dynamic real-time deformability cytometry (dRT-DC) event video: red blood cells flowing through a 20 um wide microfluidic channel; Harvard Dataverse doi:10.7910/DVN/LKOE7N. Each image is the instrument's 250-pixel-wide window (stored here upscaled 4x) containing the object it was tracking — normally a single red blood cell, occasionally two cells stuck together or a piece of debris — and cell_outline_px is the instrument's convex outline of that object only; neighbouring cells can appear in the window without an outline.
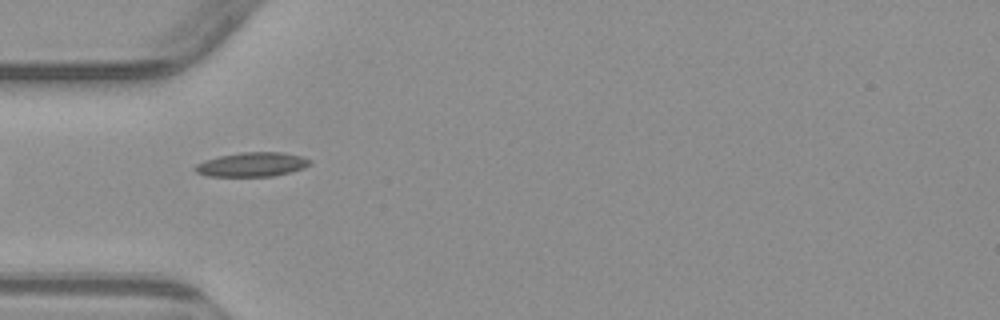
{"species": "common noctule bat (a hibernating species)", "species_latin": "Nyctalus noctula", "temperature_condition": "warm", "stored_images_in_passage": 6, "segment_of_instrument_passage": [2, 2], "camera_frame_rate_fps": 3000, "um_per_image_px": 0.085, "animal": {"sex": "male", "body_mass_g": 23.1, "forearm_length_mm": 52.7}, "frame": {"image": 1, "passage_image": 5, "time_ms": 4.667, "image_size_px": [1000, 320], "cell_outline_px": [[312, 164], [304, 168], [272, 176], [208, 176], [196, 172], [192, 168], [196, 164], [204, 160], [220, 156], [240, 152], [284, 152], [304, 156], [312, 160]], "centroid_in_image_um": [21.45, 13.97], "position_along_channel_um": 63.6, "area_um2": 16.36}}
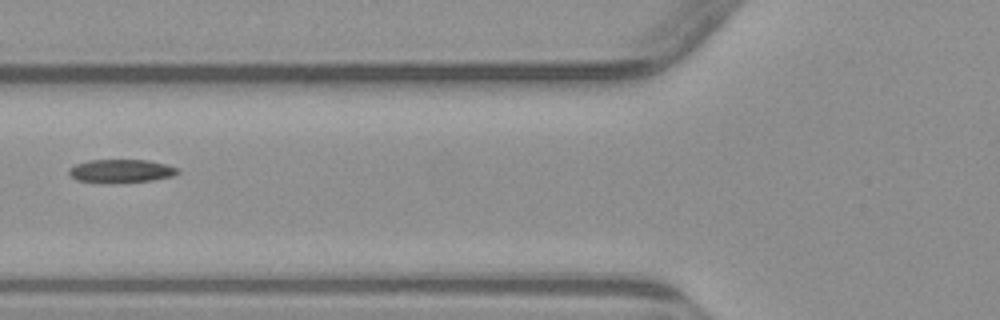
{"frame": {"image": 2, "passage_image": 6, "time_ms": 6.0, "image_size_px": [1000, 320], "cell_outline_px": [[180, 172], [172, 176], [152, 180], [76, 180], [68, 172], [68, 168], [76, 164], [88, 160], [148, 160], [180, 168]], "centroid_in_image_um": [10.33, 14.48], "position_along_channel_um": 115.5, "area_um2": 13.87}}